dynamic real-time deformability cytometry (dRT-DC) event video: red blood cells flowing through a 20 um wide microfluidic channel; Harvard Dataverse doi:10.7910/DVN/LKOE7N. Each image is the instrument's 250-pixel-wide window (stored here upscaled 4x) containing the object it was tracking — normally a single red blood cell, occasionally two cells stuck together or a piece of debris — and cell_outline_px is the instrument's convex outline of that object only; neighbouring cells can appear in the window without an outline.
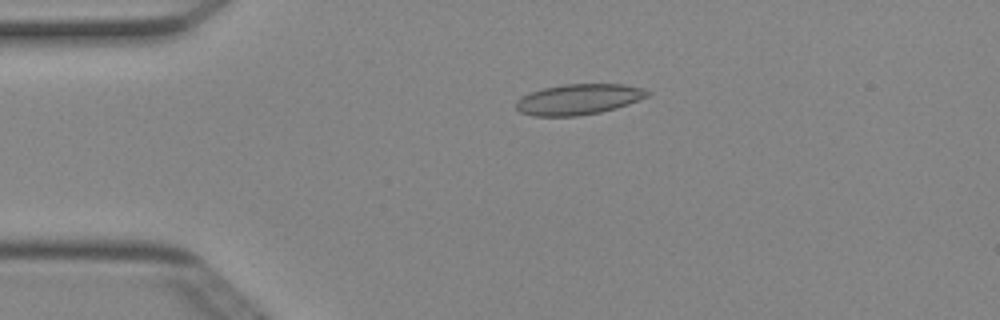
{"species": "Egyptian fruit bat (a non-hibernating species)", "species_latin": "Rousettus aegyptiacus", "temperature_condition": "cold", "stored_images_in_passage": 50, "camera_frame_rate_fps": 3000, "um_per_image_px": 0.085, "animal": {"sex": "female"}, "frame": {"image": 1, "passage_image": 11, "time_ms": 3.333, "image_size_px": [1000, 320], "cell_outline_px": [[652, 92], [648, 96], [628, 104], [616, 108], [600, 112], [580, 116], [532, 116], [520, 112], [516, 108], [516, 100], [532, 92], [544, 88], [564, 84], [624, 84], [640, 88]], "centroid_in_image_um": [49.18, 8.45], "position_along_channel_um": 35.8, "area_um2": 23.35}}
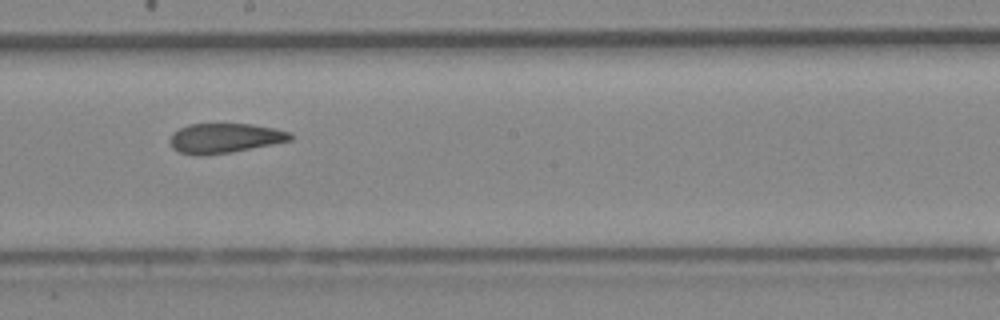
{"frame": {"image": 2, "passage_image": 28, "time_ms": 9.0, "image_size_px": [1000, 320], "cell_outline_px": [[292, 140], [232, 152], [204, 156], [196, 156], [180, 152], [172, 148], [168, 140], [172, 132], [188, 124], [252, 124], [272, 128], [288, 132], [292, 136]], "centroid_in_image_um": [19.02, 11.75], "position_along_channel_um": 229.2, "area_um2": 20.92}}
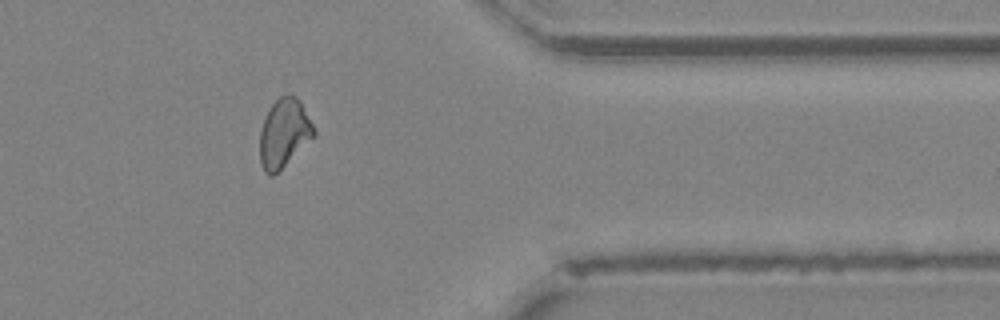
{"frame": {"image": 3, "passage_image": 41, "time_ms": 13.333, "image_size_px": [1000, 320], "cell_outline_px": [[316, 136], [272, 176], [268, 176], [264, 172], [260, 164], [260, 128], [272, 104], [280, 96], [288, 92], [292, 92], [300, 100], [316, 132]], "centroid_in_image_um": [24.14, 11.3], "position_along_channel_um": 387.3, "area_um2": 21.68}, "authors_computed_cell_mechanics": {"area_um2": 21.8484, "velocity_mm_per_s": 4.0246, "shape_relaxation_time_tau1_ms": null, "shape_relaxation_time_tau2_ms": 4.2399, "deformation_change_tau1": null, "deformation_change_tau2": 0.0999}}